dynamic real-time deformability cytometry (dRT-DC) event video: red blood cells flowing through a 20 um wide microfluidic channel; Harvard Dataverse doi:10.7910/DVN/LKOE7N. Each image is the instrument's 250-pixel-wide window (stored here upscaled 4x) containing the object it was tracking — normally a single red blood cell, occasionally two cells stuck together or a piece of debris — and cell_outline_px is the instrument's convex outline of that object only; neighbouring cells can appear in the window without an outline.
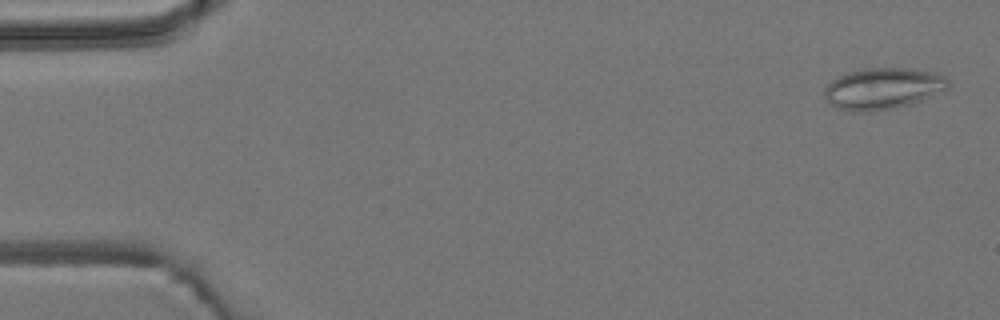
{"species": "common noctule bat (a hibernating species)", "species_latin": "Nyctalus noctula", "temperature_condition": "room temperature", "stored_images_in_passage": 4, "camera_frame_rate_fps": 3000, "um_per_image_px": 0.085, "animal": {"sex": "male", "body_mass_g": 19.2, "forearm_length_mm": 51.8}, "frame": {"image": 1, "passage_image": 1, "time_ms": 0.0, "image_size_px": [1000, 320], "cell_outline_px": [[948, 88], [912, 104], [892, 108], [868, 112], [864, 112], [840, 108], [832, 104], [824, 96], [824, 88], [832, 80], [848, 72], [860, 68], [912, 68], [936, 72], [944, 76], [948, 80]], "centroid_in_image_um": [75.06, 7.5], "position_along_channel_um": 9.9, "area_um2": 29.65}}